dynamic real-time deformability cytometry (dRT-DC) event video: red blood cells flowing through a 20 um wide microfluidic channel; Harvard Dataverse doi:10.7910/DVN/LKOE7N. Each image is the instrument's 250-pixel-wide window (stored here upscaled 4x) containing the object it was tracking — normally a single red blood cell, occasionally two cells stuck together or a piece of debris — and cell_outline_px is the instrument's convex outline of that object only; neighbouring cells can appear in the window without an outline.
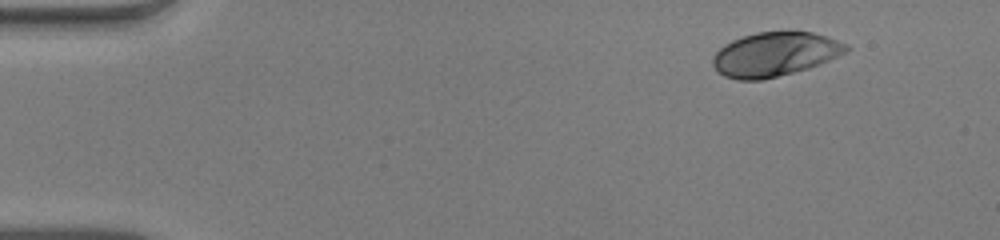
{"species": "human", "species_latin": "Homo sapiens", "temperature_condition": "warm", "stored_images_in_passage": 48, "camera_frame_rate_fps": 3000, "um_per_image_px": 0.085, "donor": {"sex": "male"}, "frame": {"image": 1, "passage_image": 1, "time_ms": 0.0, "image_size_px": [1000, 240], "cell_outline_px": [[852, 48], [848, 52], [820, 64], [808, 68], [764, 80], [736, 80], [724, 76], [712, 64], [712, 60], [716, 52], [724, 44], [732, 40], [756, 32], [812, 32], [848, 44]], "centroid_in_image_um": [65.88, 4.62], "position_along_channel_um": 19.1, "area_um2": 34.22}}
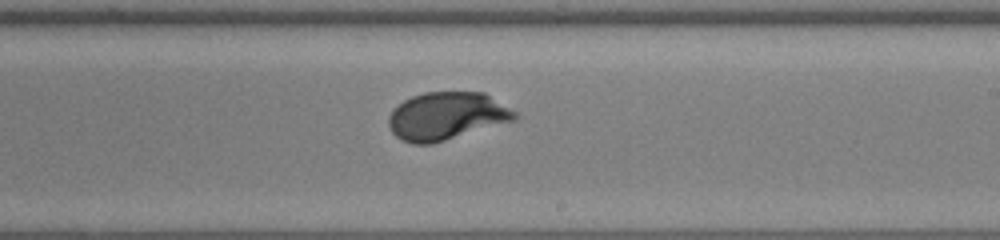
{"frame": {"image": 2, "passage_image": 27, "time_ms": 8.667, "image_size_px": [1000, 240], "cell_outline_px": [[520, 116], [516, 120], [432, 144], [412, 144], [400, 140], [392, 132], [388, 124], [388, 116], [392, 108], [404, 100], [412, 96], [424, 92], [484, 92], [516, 112]], "centroid_in_image_um": [37.94, 9.87], "position_along_channel_um": 251.1, "area_um2": 35.37}}
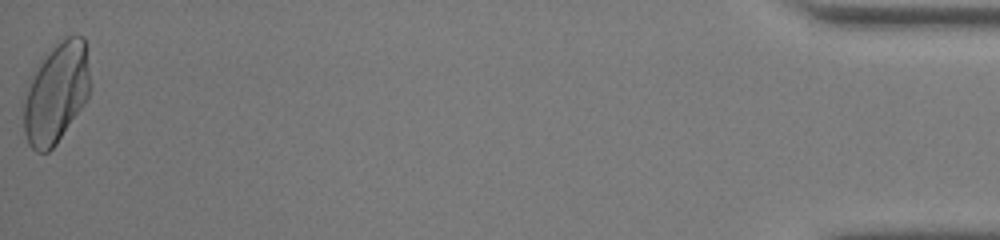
{"frame": {"image": 3, "passage_image": 48, "time_ms": 15.667, "image_size_px": [1000, 240], "cell_outline_px": [[92, 88], [84, 104], [56, 144], [48, 152], [36, 152], [28, 144], [24, 132], [20, 100], [32, 68], [60, 40], [68, 36], [84, 36]], "centroid_in_image_um": [4.71, 7.9], "position_along_channel_um": 430.5, "area_um2": 40.11}, "authors_computed_cell_mechanics": {"area_um2": 34.9401, "velocity_mm_per_s": 3.9353, "shape_relaxation_time_tau1_ms": 2.6565, "shape_relaxation_time_tau2_ms": null, "deformation_change_tau1": 0.1741, "deformation_change_tau2": null}}